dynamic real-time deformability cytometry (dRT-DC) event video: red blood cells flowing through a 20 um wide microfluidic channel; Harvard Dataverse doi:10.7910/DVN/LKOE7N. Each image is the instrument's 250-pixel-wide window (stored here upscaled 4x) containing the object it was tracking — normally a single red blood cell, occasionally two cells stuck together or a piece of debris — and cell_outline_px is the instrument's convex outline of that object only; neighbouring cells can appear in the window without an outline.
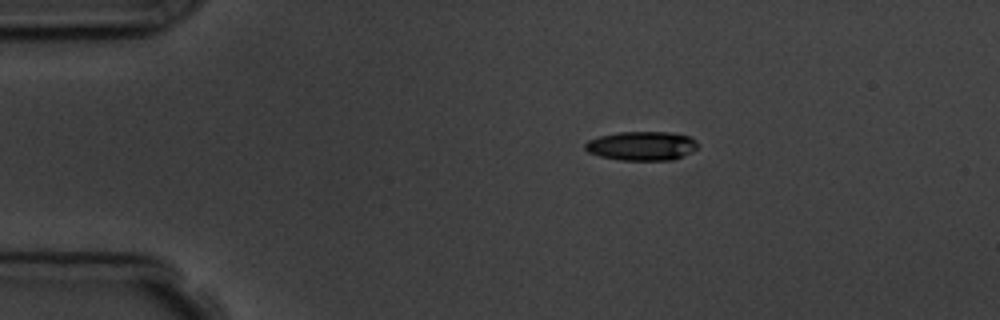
{"species": "common noctule bat (a hibernating species)", "species_latin": "Nyctalus noctula", "temperature_condition": "room temperature", "stored_images_in_passage": 5, "camera_frame_rate_fps": 3000, "um_per_image_px": 0.085, "animal": {"sex": "male", "body_mass_g": 19.5, "forearm_length_mm": 54.6}, "frame": {"image": 1, "passage_image": 1, "time_ms": 0.0, "image_size_px": [1000, 320], "cell_outline_px": [[696, 148], [692, 152], [672, 160], [620, 160], [600, 156], [588, 152], [584, 148], [584, 144], [588, 140], [600, 136], [620, 132], [668, 132], [688, 136], [696, 140]], "centroid_in_image_um": [54.52, 12.4], "position_along_channel_um": 30.5, "area_um2": 18.96}}
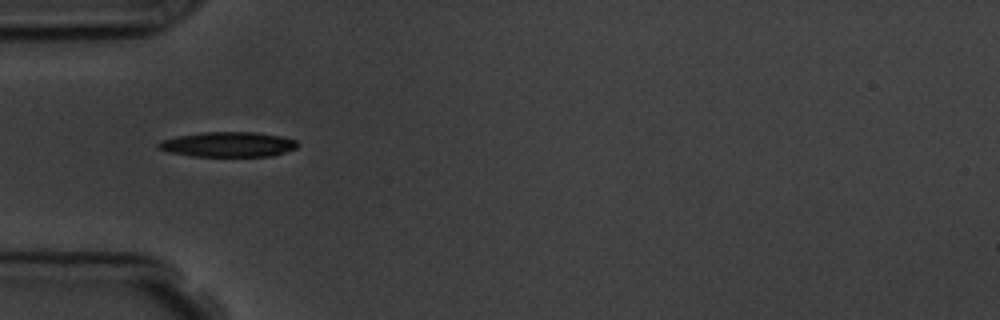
{"frame": {"image": 2, "passage_image": 3, "time_ms": 2.333, "image_size_px": [1000, 320], "cell_outline_px": [[300, 144], [296, 148], [272, 156], [192, 156], [168, 152], [156, 148], [156, 144], [160, 140], [176, 136], [204, 132], [256, 132], [280, 136], [296, 140]], "centroid_in_image_um": [19.35, 12.27], "position_along_channel_um": 65.6, "area_um2": 20.4}}